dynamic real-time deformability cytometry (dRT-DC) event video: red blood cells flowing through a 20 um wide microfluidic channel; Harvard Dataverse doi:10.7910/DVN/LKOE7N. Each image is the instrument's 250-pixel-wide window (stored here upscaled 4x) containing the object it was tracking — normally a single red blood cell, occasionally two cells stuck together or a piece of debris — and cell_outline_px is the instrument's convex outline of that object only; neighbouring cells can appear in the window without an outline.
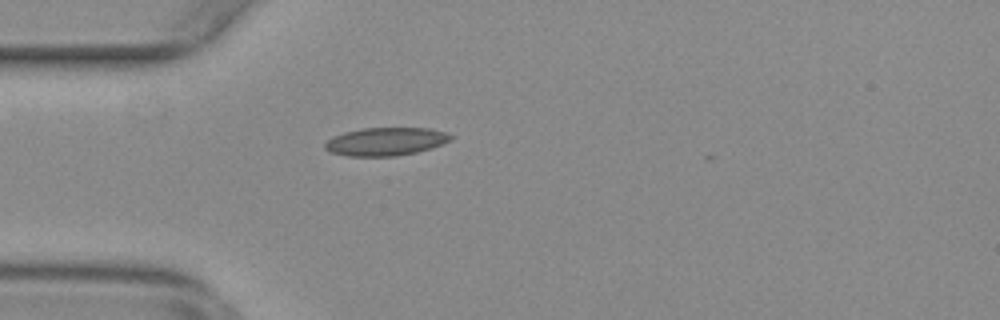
{"species": "common noctule bat (a hibernating species)", "species_latin": "Nyctalus noctula", "temperature_condition": "warm", "stored_images_in_passage": 41, "camera_frame_rate_fps": 3000, "um_per_image_px": 0.085, "animal": {"sex": "female", "body_mass_g": 29.2, "forearm_length_mm": 56.3}, "frame": {"image": 1, "passage_image": 2, "time_ms": 0.333, "image_size_px": [1000, 320], "cell_outline_px": [[452, 140], [432, 148], [416, 152], [396, 156], [348, 156], [332, 152], [324, 148], [324, 144], [332, 136], [344, 132], [364, 128], [432, 128], [444, 132], [452, 136]], "centroid_in_image_um": [32.79, 12.03], "position_along_channel_um": 52.2, "area_um2": 20.58}}
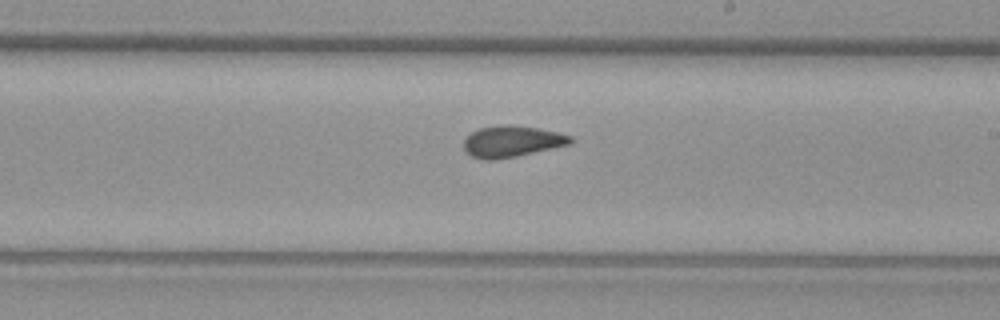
{"frame": {"image": 2, "passage_image": 18, "time_ms": 5.667, "image_size_px": [1000, 320], "cell_outline_px": [[572, 144], [516, 156], [496, 160], [484, 160], [472, 156], [464, 152], [464, 136], [480, 128], [504, 124], [508, 124], [536, 128], [556, 132], [572, 136]], "centroid_in_image_um": [43.47, 12.03], "position_along_channel_um": 245.5, "area_um2": 19.54}}
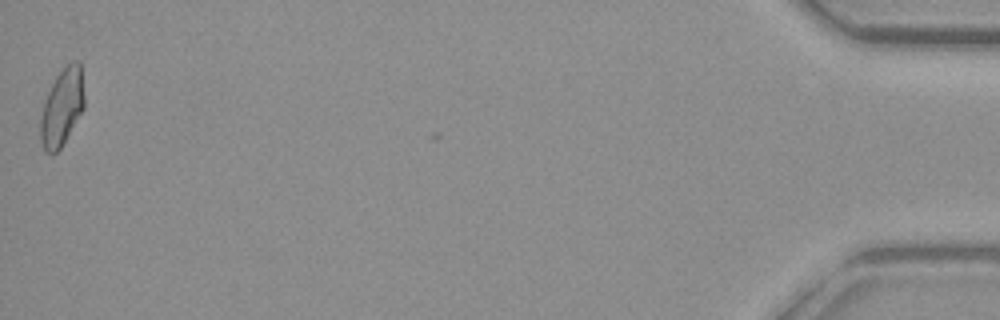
{"frame": {"image": 3, "passage_image": 41, "time_ms": 13.333, "image_size_px": [1000, 320], "cell_outline_px": [[84, 108], [60, 148], [52, 156], [44, 152], [40, 140], [40, 120], [44, 100], [56, 76], [72, 60], [80, 60], [84, 96]], "centroid_in_image_um": [5.25, 9.14], "position_along_channel_um": 429.9, "area_um2": 19.71}, "authors_computed_cell_mechanics": {"area_um2": 19.3052, "velocity_mm_per_s": 3.7684, "shape_relaxation_time_tau1_ms": null, "shape_relaxation_time_tau2_ms": 1.7524, "deformation_change_tau1": null, "deformation_change_tau2": 0.0652}}